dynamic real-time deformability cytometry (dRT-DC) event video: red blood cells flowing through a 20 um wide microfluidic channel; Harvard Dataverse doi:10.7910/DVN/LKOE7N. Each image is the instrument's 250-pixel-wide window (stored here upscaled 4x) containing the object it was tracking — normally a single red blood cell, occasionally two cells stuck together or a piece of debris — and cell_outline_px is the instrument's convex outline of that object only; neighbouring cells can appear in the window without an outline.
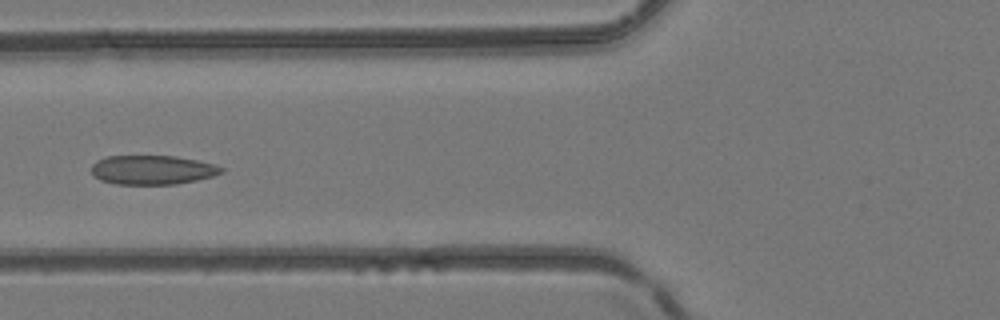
{"species": "common noctule bat (a hibernating species)", "species_latin": "Nyctalus noctula", "temperature_condition": "room temperature", "stored_images_in_passage": 4, "camera_frame_rate_fps": 3000, "um_per_image_px": 0.085, "animal": {"sex": "female", "body_mass_g": 24.6, "forearm_length_mm": 56.2}, "frame": {"image": 1, "passage_image": 4, "time_ms": 1.0, "image_size_px": [1000, 320], "cell_outline_px": [[224, 172], [212, 176], [196, 180], [176, 184], [116, 184], [100, 180], [92, 172], [92, 164], [96, 160], [108, 156], [176, 156], [196, 160], [212, 164], [224, 168]], "centroid_in_image_um": [12.94, 14.44], "position_along_channel_um": 112.9, "area_um2": 21.96}}